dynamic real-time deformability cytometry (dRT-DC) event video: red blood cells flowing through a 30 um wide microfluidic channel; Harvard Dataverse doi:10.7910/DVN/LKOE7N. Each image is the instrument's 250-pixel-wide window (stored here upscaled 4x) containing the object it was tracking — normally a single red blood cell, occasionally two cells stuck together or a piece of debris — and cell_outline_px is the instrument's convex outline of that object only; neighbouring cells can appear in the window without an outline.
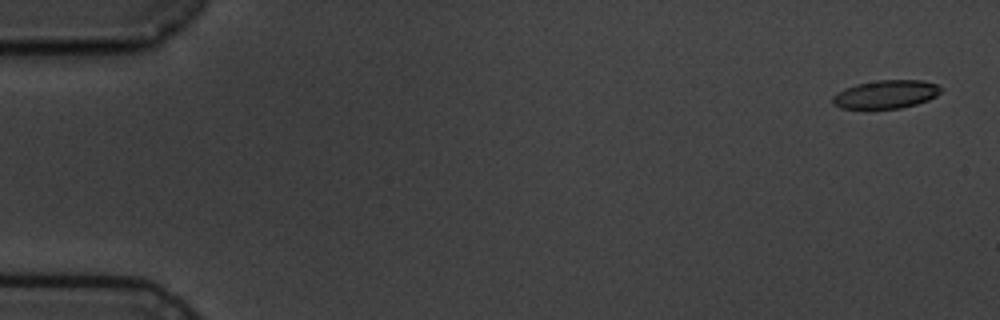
{"species": "common noctule bat (a hibernating species)", "species_latin": "Nyctalus noctula", "temperature_condition": "cold", "stored_images_in_passage": 5, "segment_of_instrument_passage": [1, 2], "camera_frame_rate_fps": 3000, "um_per_image_px": 0.085, "animal": {"sex": "male", "body_mass_g": 19.5, "forearm_length_mm": 54.6}, "frame": {"image": 1, "passage_image": 1, "time_ms": 0.0, "image_size_px": [1000, 320], "cell_outline_px": [[944, 88], [936, 96], [928, 100], [916, 104], [900, 108], [840, 108], [832, 104], [832, 96], [844, 88], [856, 84], [876, 80], [920, 80], [936, 84]], "centroid_in_image_um": [75.29, 8.01], "position_along_channel_um": 9.7, "area_um2": 17.86}}